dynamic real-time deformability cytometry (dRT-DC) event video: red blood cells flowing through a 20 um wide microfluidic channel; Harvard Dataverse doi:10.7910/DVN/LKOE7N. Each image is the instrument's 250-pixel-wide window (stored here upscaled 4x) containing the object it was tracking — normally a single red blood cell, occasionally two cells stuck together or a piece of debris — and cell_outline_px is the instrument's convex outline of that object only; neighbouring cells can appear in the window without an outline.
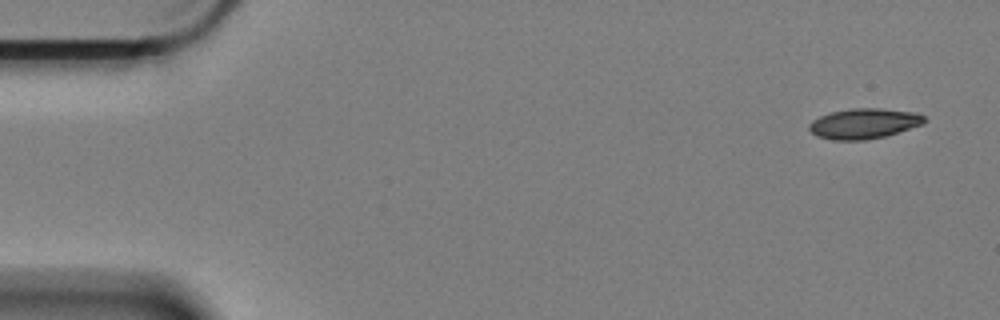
{"species": "Egyptian fruit bat (a non-hibernating species)", "species_latin": "Rousettus aegyptiacus", "temperature_condition": "cold", "stored_images_in_passage": 58, "camera_frame_rate_fps": 3000, "um_per_image_px": 0.085, "animal": {"sex": "female"}, "frame": {"image": 1, "passage_image": 1, "time_ms": 0.0, "image_size_px": [1000, 320], "cell_outline_px": [[928, 120], [920, 124], [884, 136], [864, 140], [832, 140], [816, 136], [808, 128], [808, 124], [812, 120], [828, 112], [848, 108], [880, 108], [916, 112], [924, 116]], "centroid_in_image_um": [73.38, 10.48], "position_along_channel_um": 11.6, "area_um2": 20.35}}
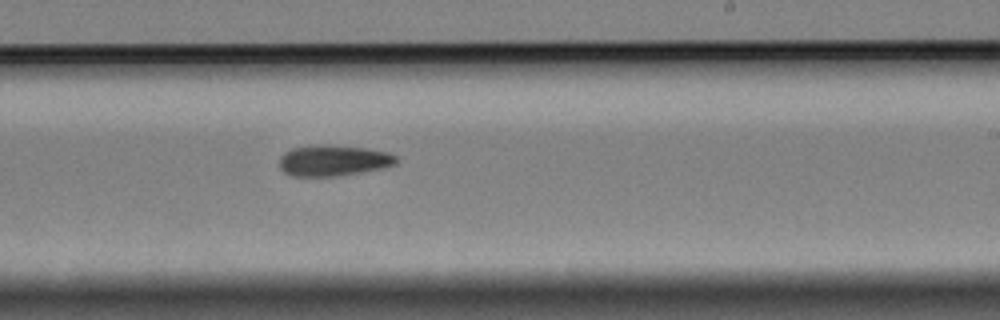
{"frame": {"image": 2, "passage_image": 34, "time_ms": 11.0, "image_size_px": [1000, 320], "cell_outline_px": [[400, 160], [396, 164], [384, 168], [340, 176], [292, 176], [284, 172], [280, 168], [280, 156], [284, 152], [292, 148], [320, 144], [324, 144], [364, 148], [388, 152], [396, 156]], "centroid_in_image_um": [28.36, 13.65], "position_along_channel_um": 260.6, "area_um2": 21.27}}
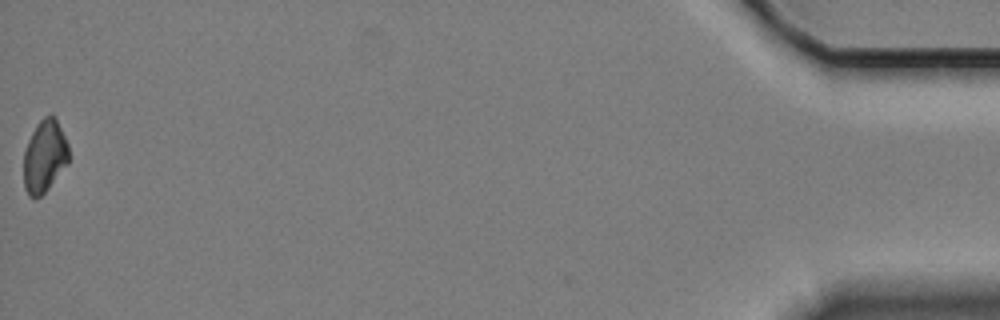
{"frame": {"image": 3, "passage_image": 58, "time_ms": 19.0, "image_size_px": [1000, 320], "cell_outline_px": [[68, 164], [48, 188], [36, 200], [28, 196], [24, 188], [24, 152], [28, 140], [36, 124], [44, 116], [52, 112], [56, 116], [68, 144]], "centroid_in_image_um": [3.79, 13.26], "position_along_channel_um": 431.4, "area_um2": 19.31}, "authors_computed_cell_mechanics": {"area_um2": 20.5479, "velocity_mm_per_s": 3.3252, "shape_relaxation_time_tau1_ms": null, "shape_relaxation_time_tau2_ms": 8.1253, "deformation_change_tau1": null, "deformation_change_tau2": 0.1229}}